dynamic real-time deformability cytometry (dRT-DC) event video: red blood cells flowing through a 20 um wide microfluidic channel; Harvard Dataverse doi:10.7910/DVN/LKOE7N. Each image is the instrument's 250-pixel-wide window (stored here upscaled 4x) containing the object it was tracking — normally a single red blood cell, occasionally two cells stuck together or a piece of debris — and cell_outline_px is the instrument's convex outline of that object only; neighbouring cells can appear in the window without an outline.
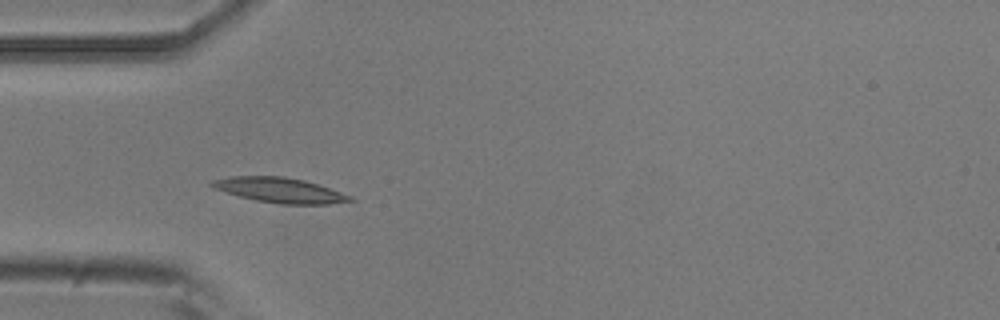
{"species": "common noctule bat (a hibernating species)", "species_latin": "Nyctalus noctula", "temperature_condition": "room temperature", "stored_images_in_passage": 4, "camera_frame_rate_fps": 3000, "um_per_image_px": 0.085, "animal": {"sex": "male", "body_mass_g": 20.5, "forearm_length_mm": 52.5}, "frame": {"image": 1, "passage_image": 3, "time_ms": 0.667, "image_size_px": [1000, 320], "cell_outline_px": [[356, 200], [328, 204], [280, 204], [256, 200], [240, 196], [212, 188], [208, 184], [212, 180], [228, 176], [284, 176], [304, 180], [352, 196]], "centroid_in_image_um": [23.74, 16.16], "position_along_channel_um": 61.3, "area_um2": 20.06}}
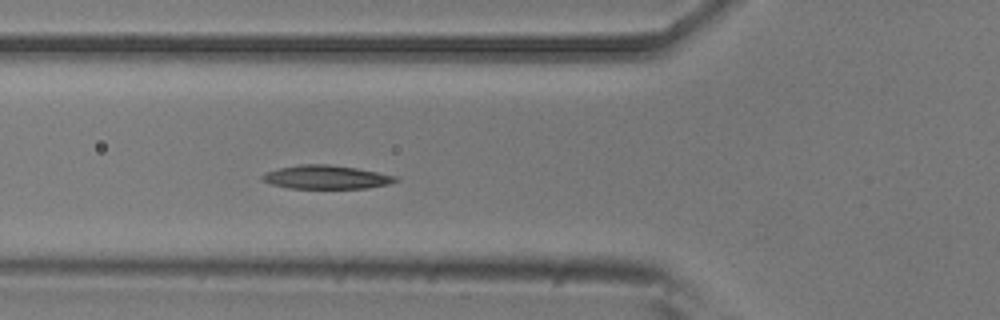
{"frame": {"image": 2, "passage_image": 4, "time_ms": 1.0, "image_size_px": [1000, 320], "cell_outline_px": [[400, 180], [388, 184], [368, 188], [288, 188], [272, 184], [260, 180], [260, 176], [268, 172], [280, 168], [300, 164], [328, 164], [356, 168], [396, 176]], "centroid_in_image_um": [27.72, 15.06], "position_along_channel_um": 98.1, "area_um2": 18.21}}